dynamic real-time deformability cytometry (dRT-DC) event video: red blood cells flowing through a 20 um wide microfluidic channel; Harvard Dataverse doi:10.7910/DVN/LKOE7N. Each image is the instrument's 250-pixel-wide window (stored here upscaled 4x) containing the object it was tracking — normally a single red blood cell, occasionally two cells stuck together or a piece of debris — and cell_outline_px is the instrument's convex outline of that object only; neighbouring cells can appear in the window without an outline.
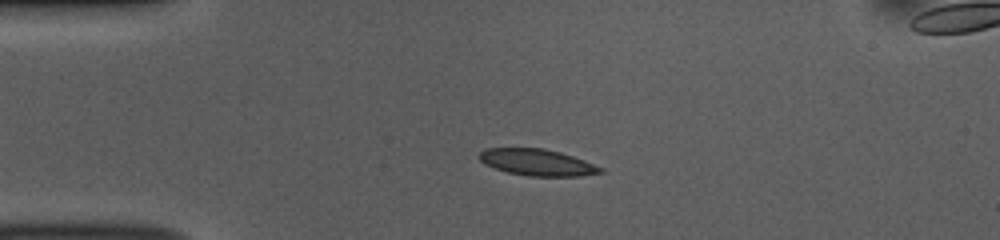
{"species": "common noctule bat (a hibernating species)", "species_latin": "Nyctalus noctula", "temperature_condition": "room temperature", "stored_images_in_passage": 52, "segment_of_instrument_passage": [1, 2], "camera_frame_rate_fps": 3000, "um_per_image_px": 0.085, "animal": {"sex": "female", "body_mass_g": 10.0, "forearm_length_mm": 53.1}, "frame": {"image": 1, "passage_image": 11, "time_ms": 3.333, "image_size_px": [1000, 240], "cell_outline_px": [[604, 172], [580, 176], [528, 176], [508, 172], [484, 164], [476, 156], [484, 148], [544, 148], [560, 152], [584, 160], [604, 168]], "centroid_in_image_um": [45.65, 13.8], "position_along_channel_um": 39.4, "area_um2": 18.79}}
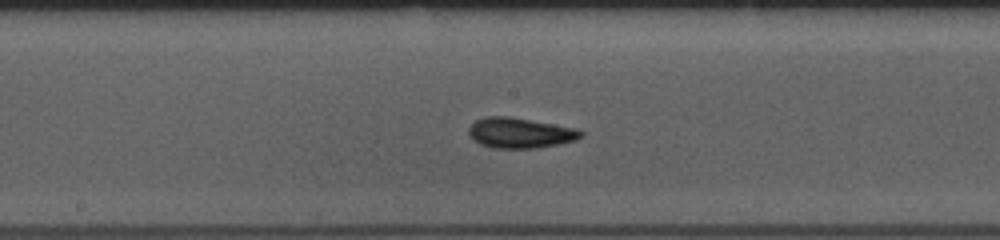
{"frame": {"image": 2, "passage_image": 26, "time_ms": 8.333, "image_size_px": [1000, 240], "cell_outline_px": [[584, 136], [576, 140], [560, 144], [536, 148], [492, 148], [480, 144], [468, 136], [468, 128], [476, 120], [484, 116], [508, 116], [580, 128], [584, 132]], "centroid_in_image_um": [44.24, 11.29], "position_along_channel_um": 204.0, "area_um2": 20.23}}
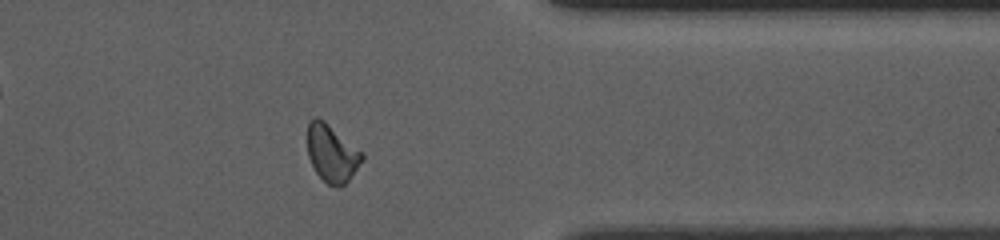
{"frame": {"image": 3, "passage_image": 41, "time_ms": 13.333, "image_size_px": [1000, 240], "cell_outline_px": [[364, 156], [348, 180], [340, 188], [328, 184], [316, 172], [308, 156], [308, 120], [312, 116], [316, 116], [324, 120], [364, 152]], "centroid_in_image_um": [28.2, 12.98], "position_along_channel_um": 383.2, "area_um2": 18.21}}